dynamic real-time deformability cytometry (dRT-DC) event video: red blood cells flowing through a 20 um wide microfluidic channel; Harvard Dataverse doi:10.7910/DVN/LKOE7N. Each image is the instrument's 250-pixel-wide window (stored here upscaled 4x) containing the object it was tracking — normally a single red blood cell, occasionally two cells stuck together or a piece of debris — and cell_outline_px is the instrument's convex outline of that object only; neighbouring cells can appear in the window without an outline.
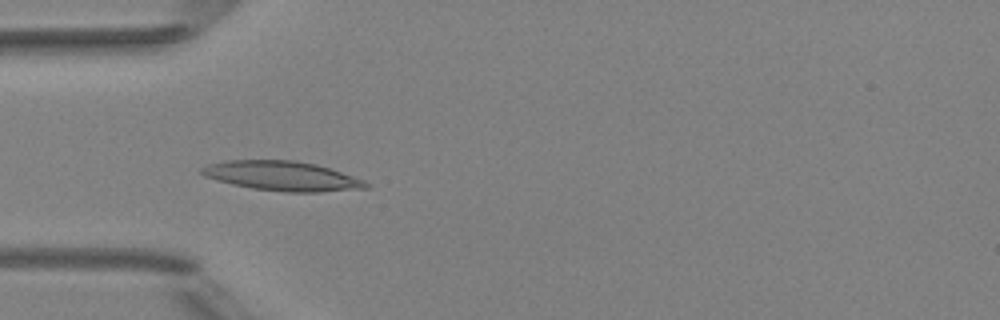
{"species": "Egyptian fruit bat (a non-hibernating species)", "species_latin": "Rousettus aegyptiacus", "temperature_condition": "room temperature", "stored_images_in_passage": 7, "camera_frame_rate_fps": 3000, "um_per_image_px": 0.085, "animal": {"sex": "female"}, "frame": {"image": 1, "passage_image": 5, "time_ms": 4.667, "image_size_px": [1000, 320], "cell_outline_px": [[372, 184], [368, 188], [320, 192], [284, 192], [252, 188], [232, 184], [204, 176], [200, 172], [200, 168], [208, 164], [228, 160], [296, 160], [316, 164], [364, 180]], "centroid_in_image_um": [23.99, 14.96], "position_along_channel_um": 61.0, "area_um2": 28.26}}
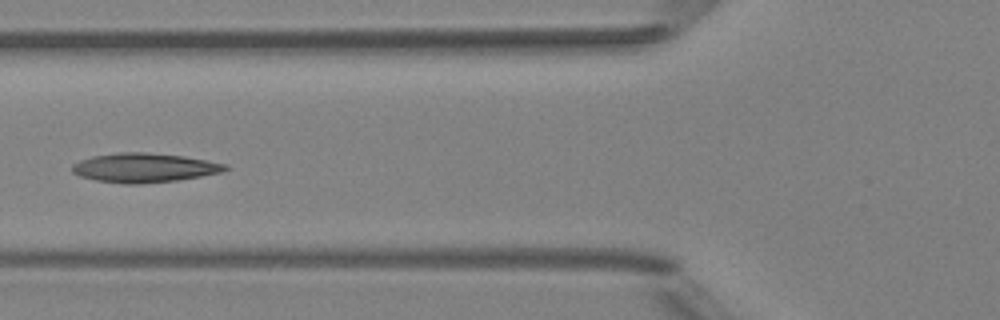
{"frame": {"image": 2, "passage_image": 6, "time_ms": 6.0, "image_size_px": [1000, 320], "cell_outline_px": [[228, 168], [224, 172], [176, 180], [136, 184], [124, 184], [96, 180], [80, 176], [72, 172], [72, 164], [80, 160], [92, 156], [116, 152], [144, 152], [184, 156], [228, 164]], "centroid_in_image_um": [12.25, 14.25], "position_along_channel_um": 113.5, "area_um2": 26.07}}
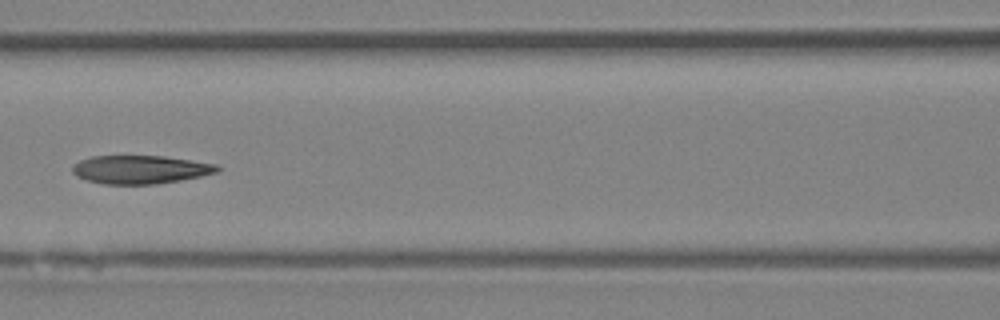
{"frame": {"image": 3, "passage_image": 7, "time_ms": 7.0, "image_size_px": [1000, 320], "cell_outline_px": [[220, 168], [216, 172], [200, 176], [180, 180], [156, 184], [104, 184], [88, 180], [76, 176], [72, 172], [72, 168], [80, 160], [92, 156], [164, 156], [216, 164]], "centroid_in_image_um": [11.91, 14.41], "position_along_channel_um": 154.7, "area_um2": 23.7}}